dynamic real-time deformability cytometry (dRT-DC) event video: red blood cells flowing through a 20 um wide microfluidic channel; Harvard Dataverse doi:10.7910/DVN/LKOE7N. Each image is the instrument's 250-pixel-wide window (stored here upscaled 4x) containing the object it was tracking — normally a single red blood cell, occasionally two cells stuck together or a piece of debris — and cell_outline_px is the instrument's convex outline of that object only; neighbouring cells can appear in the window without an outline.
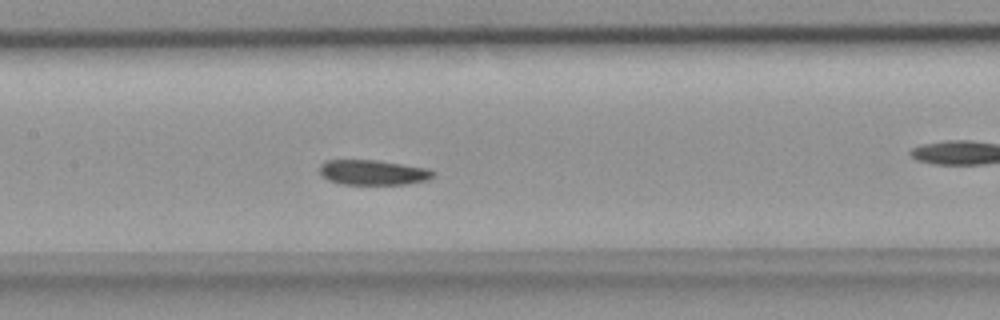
{"species": "common noctule bat (a hibernating species)", "species_latin": "Nyctalus noctula", "temperature_condition": "room temperature", "stored_images_in_passage": 30, "camera_frame_rate_fps": 3000, "um_per_image_px": 0.085, "animal": {"sex": "female", "body_mass_g": 18.4}, "frame": {"image": 1, "passage_image": 13, "time_ms": 4.0, "image_size_px": [1000, 320], "cell_outline_px": [[436, 172], [428, 180], [408, 184], [340, 184], [328, 180], [320, 172], [320, 164], [328, 160], [376, 160], [428, 168]], "centroid_in_image_um": [31.73, 14.66], "position_along_channel_um": 175.7, "area_um2": 16.53}}